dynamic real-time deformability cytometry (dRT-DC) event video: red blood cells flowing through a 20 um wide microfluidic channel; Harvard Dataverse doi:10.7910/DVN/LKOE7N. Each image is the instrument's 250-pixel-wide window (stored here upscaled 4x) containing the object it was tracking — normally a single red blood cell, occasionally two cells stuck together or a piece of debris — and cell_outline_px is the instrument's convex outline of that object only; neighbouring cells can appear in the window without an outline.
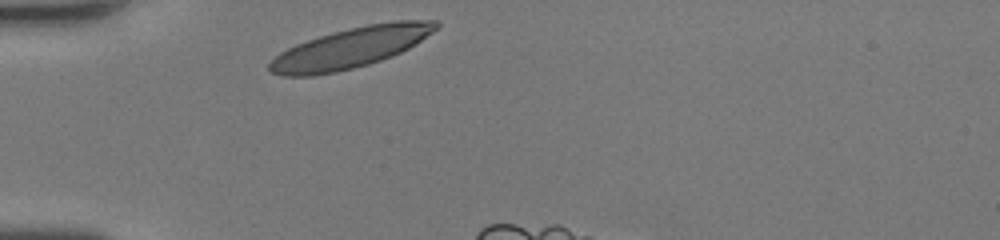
{"species": "human", "species_latin": "Homo sapiens", "temperature_condition": "room temperature", "stored_images_in_passage": 26, "camera_frame_rate_fps": 3000, "um_per_image_px": 0.085, "donor": {"sex": "female"}, "frame": {"image": 1, "passage_image": 1, "time_ms": 0.0, "image_size_px": [1000, 240], "cell_outline_px": [[440, 24], [432, 32], [416, 44], [392, 56], [368, 64], [336, 72], [312, 76], [280, 76], [268, 72], [268, 64], [280, 52], [296, 44], [320, 36], [368, 24], [392, 20], [436, 20]], "centroid_in_image_um": [29.79, 4.07], "position_along_channel_um": 55.2, "area_um2": 38.9}}
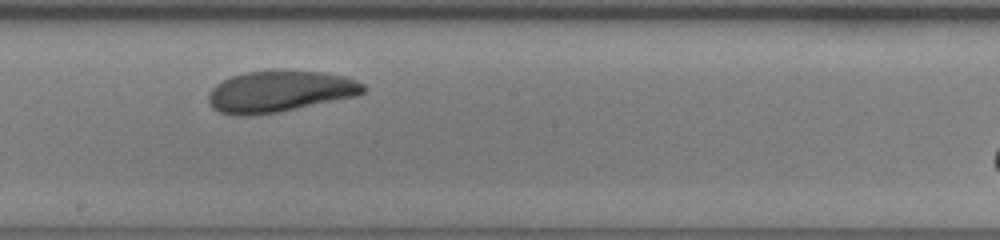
{"frame": {"image": 2, "passage_image": 14, "time_ms": 4.333, "image_size_px": [1000, 240], "cell_outline_px": [[368, 88], [360, 96], [280, 112], [248, 116], [240, 116], [220, 112], [212, 108], [208, 100], [208, 92], [216, 84], [232, 76], [244, 72], [280, 68], [324, 72], [344, 76], [356, 80], [364, 84]], "centroid_in_image_um": [23.82, 7.75], "position_along_channel_um": 224.4, "area_um2": 38.44}}
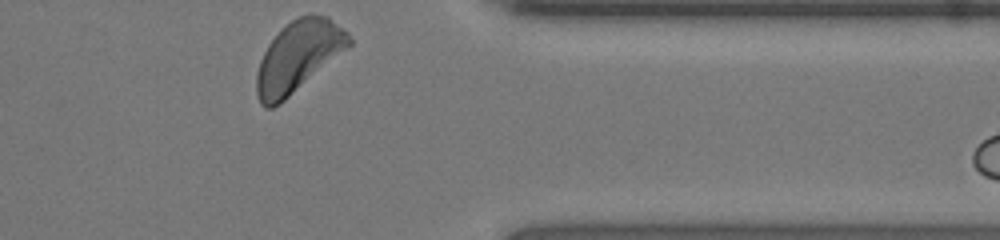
{"frame": {"image": 3, "passage_image": 26, "time_ms": 8.333, "image_size_px": [1000, 240], "cell_outline_px": [[352, 44], [348, 48], [280, 104], [272, 108], [264, 108], [260, 104], [256, 96], [256, 72], [260, 60], [268, 44], [280, 28], [296, 16], [308, 12], [328, 16], [344, 28], [348, 32], [352, 40]], "centroid_in_image_um": [25.34, 4.77], "position_along_channel_um": 386.1, "area_um2": 38.73}, "authors_computed_cell_mechanics": {"area_um2": 37.7434, "velocity_mm_per_s": 4.2679, "shape_relaxation_time_tau1_ms": 7.6564, "shape_relaxation_time_tau2_ms": 2.2744, "deformation_change_tau1": 0.2249, "deformation_change_tau2": 0.0752}}